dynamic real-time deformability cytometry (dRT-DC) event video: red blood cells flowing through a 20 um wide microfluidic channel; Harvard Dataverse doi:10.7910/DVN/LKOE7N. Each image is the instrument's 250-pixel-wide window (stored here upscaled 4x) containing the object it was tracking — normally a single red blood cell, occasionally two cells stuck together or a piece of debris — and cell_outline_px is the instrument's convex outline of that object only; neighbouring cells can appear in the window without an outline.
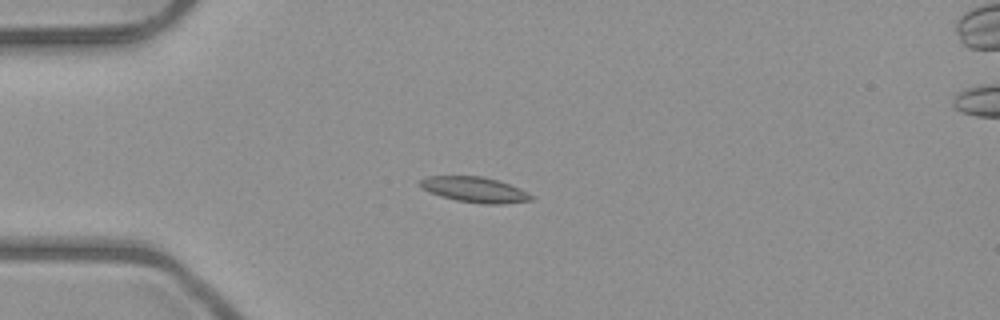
{"species": "common noctule bat (a hibernating species)", "species_latin": "Nyctalus noctula", "temperature_condition": "room temperature", "stored_images_in_passage": 6, "camera_frame_rate_fps": 3000, "um_per_image_px": 0.085, "animal": {"sex": "male", "body_mass_g": 23.1, "forearm_length_mm": 52.7}, "frame": {"image": 1, "passage_image": 5, "time_ms": 4.667, "image_size_px": [1000, 320], "cell_outline_px": [[532, 200], [504, 204], [484, 204], [456, 200], [440, 196], [420, 188], [416, 184], [420, 180], [428, 176], [480, 176], [496, 180], [520, 188], [528, 192], [532, 196]], "centroid_in_image_um": [40.3, 16.12], "position_along_channel_um": 44.7, "area_um2": 16.47}}